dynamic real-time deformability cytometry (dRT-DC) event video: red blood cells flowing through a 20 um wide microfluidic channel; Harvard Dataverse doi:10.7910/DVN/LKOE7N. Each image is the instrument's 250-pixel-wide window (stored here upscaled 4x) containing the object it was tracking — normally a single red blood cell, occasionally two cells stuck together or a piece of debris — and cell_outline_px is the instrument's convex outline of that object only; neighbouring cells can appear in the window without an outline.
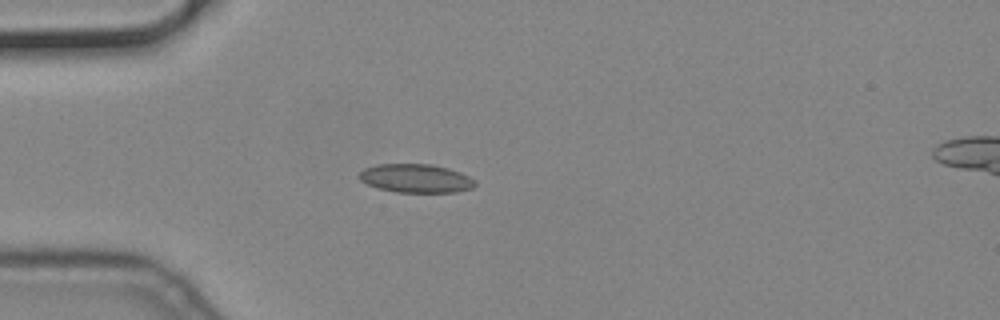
{"species": "common noctule bat (a hibernating species)", "species_latin": "Nyctalus noctula", "temperature_condition": "cold", "stored_images_in_passage": 41, "camera_frame_rate_fps": 3000, "um_per_image_px": 0.085, "animal": {"sex": "male", "body_mass_g": 19.2, "forearm_length_mm": 51.8}, "frame": {"image": 1, "passage_image": 1, "time_ms": 0.0, "image_size_px": [1000, 320], "cell_outline_px": [[476, 184], [472, 188], [456, 192], [396, 192], [376, 188], [360, 180], [360, 172], [364, 168], [376, 164], [432, 164], [448, 168], [460, 172], [476, 180]], "centroid_in_image_um": [35.35, 15.16], "position_along_channel_um": 49.6, "area_um2": 19.36}}
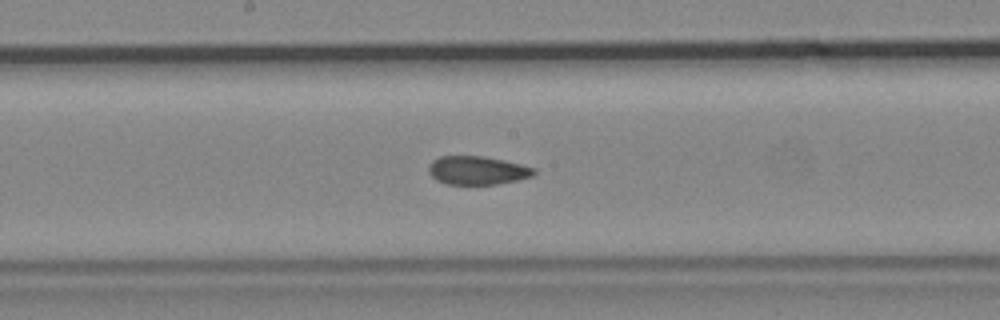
{"frame": {"image": 2, "passage_image": 15, "time_ms": 4.667, "image_size_px": [1000, 320], "cell_outline_px": [[536, 172], [532, 176], [516, 180], [496, 184], [444, 184], [436, 180], [428, 172], [428, 164], [432, 160], [440, 156], [484, 156], [520, 164], [536, 168]], "centroid_in_image_um": [40.53, 14.48], "position_along_channel_um": 207.7, "area_um2": 17.51}}
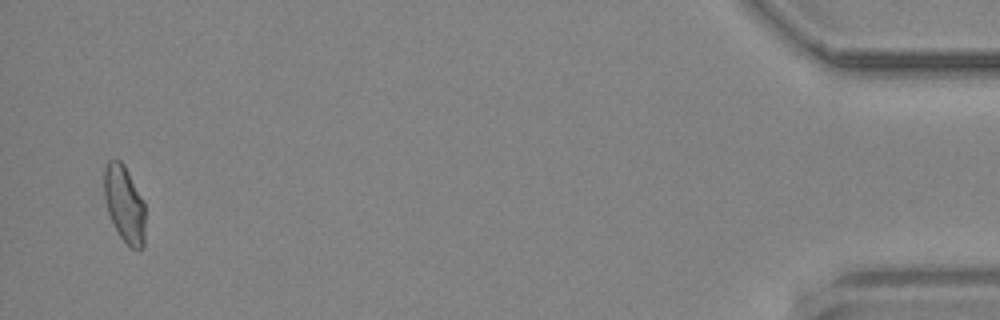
{"frame": {"image": 3, "passage_image": 40, "time_ms": 13.0, "image_size_px": [1000, 320], "cell_outline_px": [[144, 248], [132, 248], [120, 236], [108, 212], [104, 196], [104, 168], [108, 160], [120, 160], [124, 164], [144, 204]], "centroid_in_image_um": [10.56, 17.32], "position_along_channel_um": 424.6, "area_um2": 17.92}}